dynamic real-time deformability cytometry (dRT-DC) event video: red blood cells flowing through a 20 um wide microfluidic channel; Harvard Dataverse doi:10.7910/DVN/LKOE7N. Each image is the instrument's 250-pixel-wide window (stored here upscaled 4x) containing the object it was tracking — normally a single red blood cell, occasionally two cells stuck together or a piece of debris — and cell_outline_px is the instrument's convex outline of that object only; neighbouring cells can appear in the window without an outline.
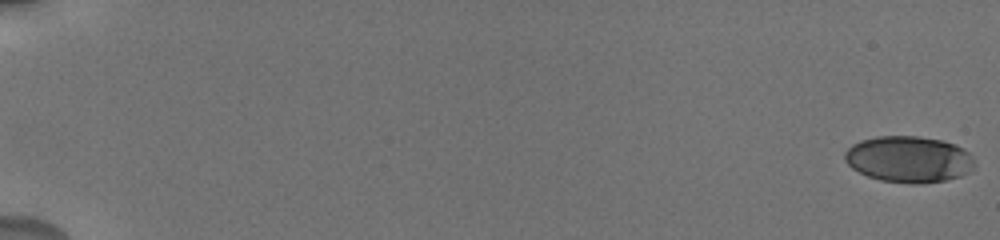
{"species": "human", "species_latin": "Homo sapiens", "temperature_condition": "cold", "stored_images_in_passage": 52, "camera_frame_rate_fps": 3000, "um_per_image_px": 0.085, "donor": {"sex": "male"}, "frame": {"image": 1, "passage_image": 1, "time_ms": 0.0, "image_size_px": [1000, 240], "cell_outline_px": [[972, 164], [968, 172], [960, 176], [944, 180], [920, 184], [912, 184], [880, 180], [868, 176], [852, 168], [844, 160], [844, 152], [852, 144], [860, 140], [876, 136], [920, 136], [940, 140], [956, 144], [964, 148], [972, 156]], "centroid_in_image_um": [77.2, 13.52], "position_along_channel_um": 7.8, "area_um2": 35.03}}
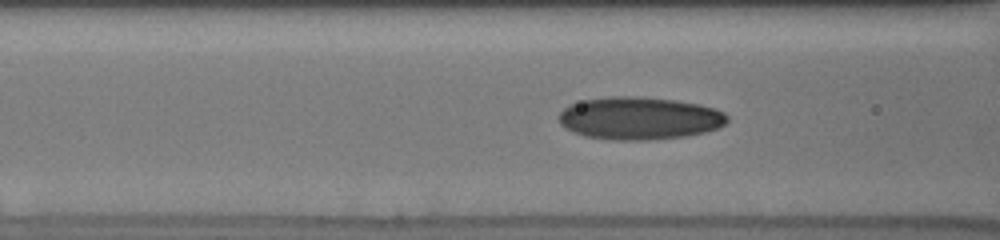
{"frame": {"image": 2, "passage_image": 23, "time_ms": 8.333, "image_size_px": [1000, 240], "cell_outline_px": [[728, 120], [720, 128], [704, 132], [684, 136], [648, 140], [612, 140], [584, 136], [572, 132], [564, 128], [560, 124], [560, 112], [568, 104], [584, 100], [608, 96], [636, 96], [676, 100], [700, 104], [716, 108], [724, 112], [728, 116]], "centroid_in_image_um": [54.35, 10.05], "position_along_channel_um": 112.3, "area_um2": 42.19}}
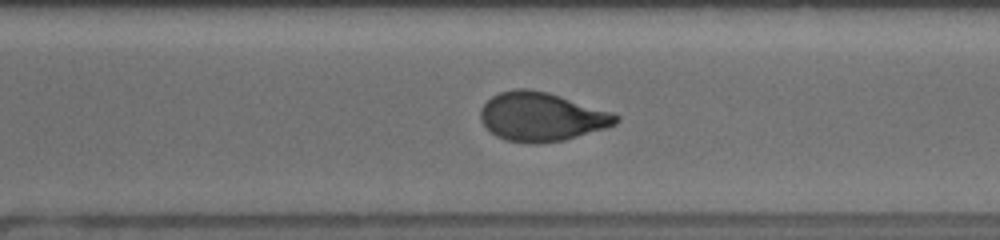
{"frame": {"image": 3, "passage_image": 38, "time_ms": 14.0, "image_size_px": [1000, 240], "cell_outline_px": [[620, 120], [616, 124], [604, 128], [564, 140], [536, 144], [532, 144], [508, 140], [496, 136], [480, 120], [480, 108], [492, 96], [500, 92], [512, 88], [528, 88], [548, 92], [612, 112], [620, 116]], "centroid_in_image_um": [46.02, 9.91], "position_along_channel_um": 324.6, "area_um2": 38.44}, "authors_computed_cell_mechanics": {"area_um2": 37.9746, "velocity_mm_per_s": 3.7528, "shape_relaxation_time_tau1_ms": 5.986, "shape_relaxation_time_tau2_ms": 1.2971, "deformation_change_tau1": 0.1898, "deformation_change_tau2": 0.0646}}